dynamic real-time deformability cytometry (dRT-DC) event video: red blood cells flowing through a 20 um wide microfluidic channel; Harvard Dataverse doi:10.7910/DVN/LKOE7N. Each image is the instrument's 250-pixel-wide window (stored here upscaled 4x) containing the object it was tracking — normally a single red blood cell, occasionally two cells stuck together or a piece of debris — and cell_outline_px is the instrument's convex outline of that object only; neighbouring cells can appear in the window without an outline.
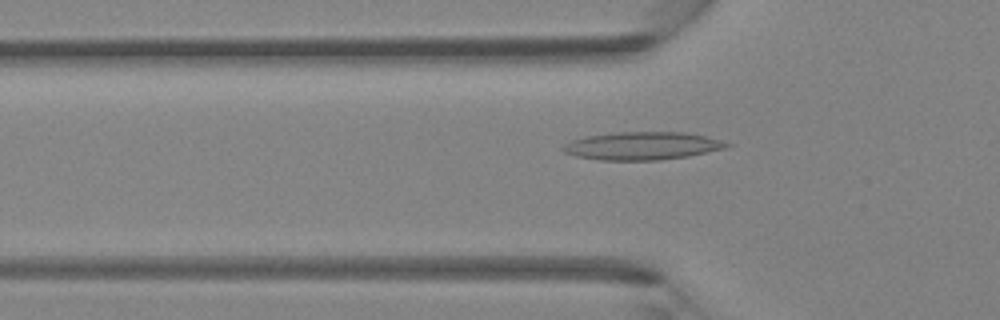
{"species": "Egyptian fruit bat (a non-hibernating species)", "species_latin": "Rousettus aegyptiacus", "temperature_condition": "room temperature", "stored_images_in_passage": 39, "camera_frame_rate_fps": 3000, "um_per_image_px": 0.085, "animal": {"sex": "female"}, "frame": {"image": 1, "passage_image": 9, "time_ms": 2.667, "image_size_px": [1000, 320], "cell_outline_px": [[732, 144], [724, 148], [688, 156], [660, 160], [600, 160], [576, 156], [564, 152], [560, 148], [564, 144], [572, 140], [584, 136], [616, 132], [684, 132], [704, 136]], "centroid_in_image_um": [54.52, 12.39], "position_along_channel_um": 71.3, "area_um2": 26.47}}
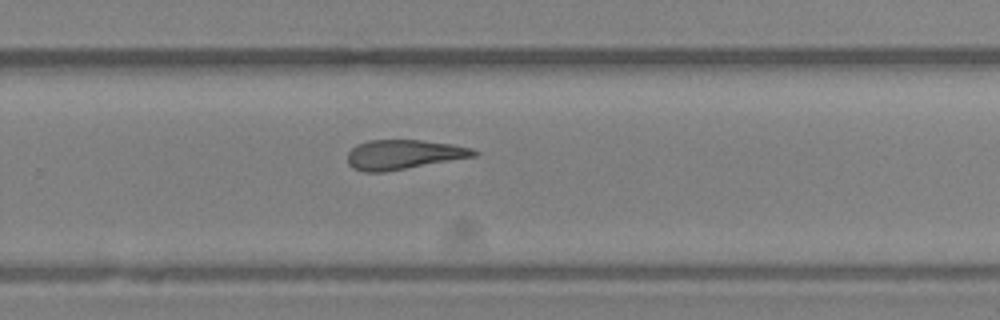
{"frame": {"image": 2, "passage_image": 24, "time_ms": 7.667, "image_size_px": [1000, 320], "cell_outline_px": [[480, 152], [476, 156], [384, 172], [364, 172], [352, 168], [348, 164], [348, 152], [356, 144], [368, 140], [420, 140], [452, 144], [472, 148]], "centroid_in_image_um": [34.29, 13.13], "position_along_channel_um": 295.5, "area_um2": 21.79}}
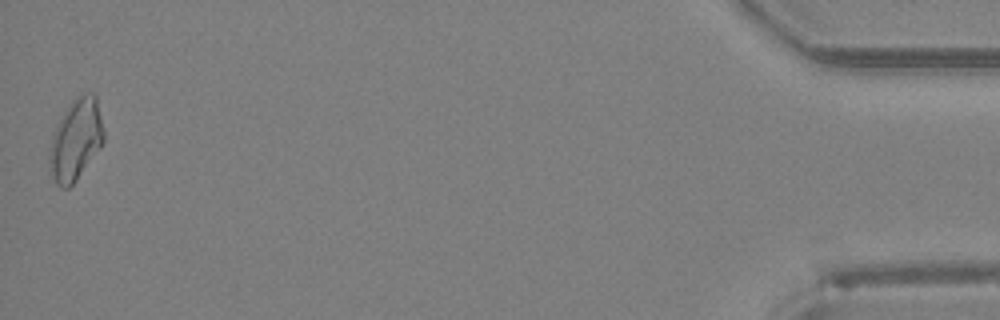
{"frame": {"image": 3, "passage_image": 39, "time_ms": 12.667, "image_size_px": [1000, 320], "cell_outline_px": [[104, 144], [76, 180], [68, 188], [60, 188], [56, 184], [52, 176], [48, 156], [52, 132], [64, 112], [72, 100], [76, 96], [84, 92], [92, 92], [96, 96], [104, 132]], "centroid_in_image_um": [6.44, 11.87], "position_along_channel_um": 428.8, "area_um2": 25.89}}